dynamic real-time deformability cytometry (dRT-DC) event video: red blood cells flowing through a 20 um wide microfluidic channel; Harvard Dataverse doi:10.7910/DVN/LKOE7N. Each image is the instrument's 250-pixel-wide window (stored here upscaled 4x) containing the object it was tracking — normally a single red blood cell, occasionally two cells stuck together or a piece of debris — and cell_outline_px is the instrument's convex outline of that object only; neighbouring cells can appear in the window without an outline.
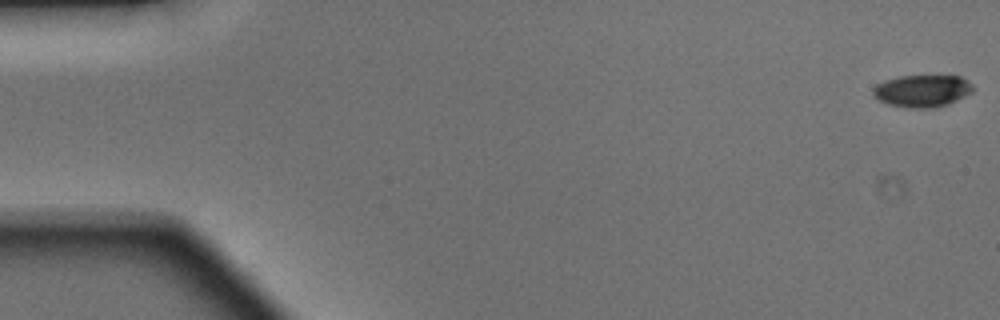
{"species": "Egyptian fruit bat (a non-hibernating species)", "species_latin": "Rousettus aegyptiacus", "temperature_condition": "warm", "stored_images_in_passage": 17, "camera_frame_rate_fps": 3000, "um_per_image_px": 0.085, "animal": {"sex": "male"}, "frame": {"image": 1, "passage_image": 1, "time_ms": 0.0, "image_size_px": [1000, 320], "cell_outline_px": [[976, 88], [972, 92], [948, 104], [932, 108], [908, 108], [888, 104], [872, 96], [872, 88], [876, 84], [884, 80], [900, 76], [960, 76], [968, 80]], "centroid_in_image_um": [78.38, 7.72], "position_along_channel_um": 6.6, "area_um2": 18.9}}
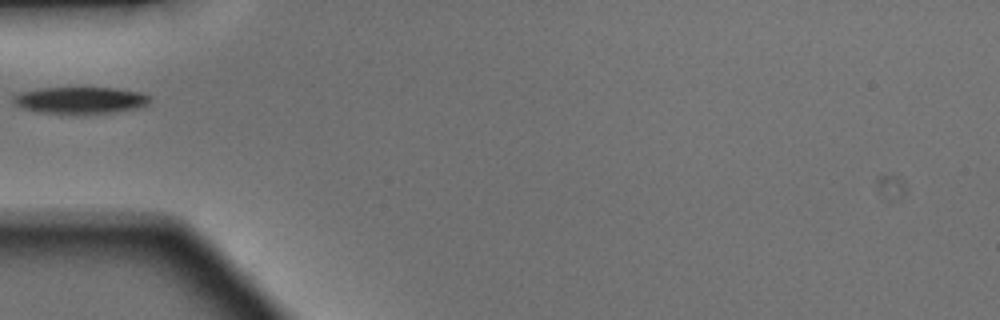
{"frame": {"image": 2, "passage_image": 11, "time_ms": 3.333, "image_size_px": [1000, 320], "cell_outline_px": [[152, 96], [148, 104], [144, 108], [80, 116], [72, 116], [40, 112], [20, 108], [12, 104], [12, 100], [20, 92], [40, 88], [112, 88], [140, 92]], "centroid_in_image_um": [6.84, 8.56], "position_along_channel_um": 78.2, "area_um2": 22.14}}